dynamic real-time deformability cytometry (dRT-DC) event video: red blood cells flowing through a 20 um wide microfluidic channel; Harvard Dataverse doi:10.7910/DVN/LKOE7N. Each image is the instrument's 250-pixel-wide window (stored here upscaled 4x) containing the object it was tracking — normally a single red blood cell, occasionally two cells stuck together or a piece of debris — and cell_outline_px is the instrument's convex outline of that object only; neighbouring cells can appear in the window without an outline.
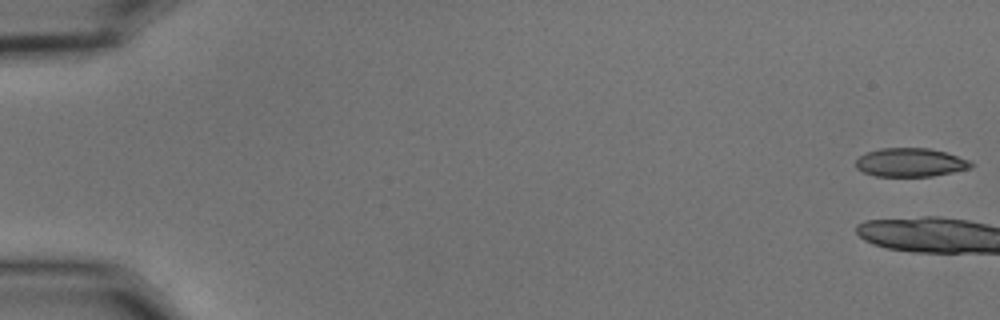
{"species": "common noctule bat (a hibernating species)", "species_latin": "Nyctalus noctula", "temperature_condition": "cold", "stored_images_in_passage": 10, "camera_frame_rate_fps": 3000, "um_per_image_px": 0.085, "animal": {"sex": "male", "body_mass_g": 15.6}, "frame": {"image": 1, "passage_image": 1, "time_ms": 0.0, "image_size_px": [1000, 320], "cell_outline_px": [[972, 168], [932, 176], [876, 176], [864, 172], [856, 168], [856, 160], [860, 156], [868, 152], [880, 148], [928, 148], [944, 152], [972, 160]], "centroid_in_image_um": [77.4, 13.81], "position_along_channel_um": 7.6, "area_um2": 19.13}}